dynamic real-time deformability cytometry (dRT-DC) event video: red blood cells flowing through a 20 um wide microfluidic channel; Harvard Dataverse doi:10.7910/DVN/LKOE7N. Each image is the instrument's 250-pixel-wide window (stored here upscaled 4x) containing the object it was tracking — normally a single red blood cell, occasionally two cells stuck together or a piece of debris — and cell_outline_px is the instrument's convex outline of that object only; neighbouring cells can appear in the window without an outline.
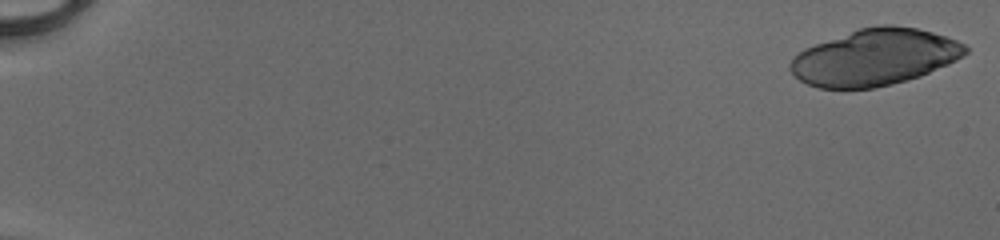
{"species": "human", "species_latin": "Homo sapiens", "temperature_condition": "cold", "stored_images_in_passage": 50, "camera_frame_rate_fps": 3000, "um_per_image_px": 0.085, "donor": {"sex": "male"}, "frame": {"image": 1, "passage_image": 1, "time_ms": 0.0, "image_size_px": [1000, 240], "cell_outline_px": [[968, 52], [964, 56], [948, 64], [920, 76], [872, 88], [820, 88], [808, 84], [800, 80], [788, 68], [788, 64], [792, 56], [804, 48], [860, 28], [876, 24], [892, 24], [916, 28], [932, 32], [956, 40], [964, 44], [968, 48]], "centroid_in_image_um": [74.33, 4.85], "position_along_channel_um": 10.7, "area_um2": 57.4}}